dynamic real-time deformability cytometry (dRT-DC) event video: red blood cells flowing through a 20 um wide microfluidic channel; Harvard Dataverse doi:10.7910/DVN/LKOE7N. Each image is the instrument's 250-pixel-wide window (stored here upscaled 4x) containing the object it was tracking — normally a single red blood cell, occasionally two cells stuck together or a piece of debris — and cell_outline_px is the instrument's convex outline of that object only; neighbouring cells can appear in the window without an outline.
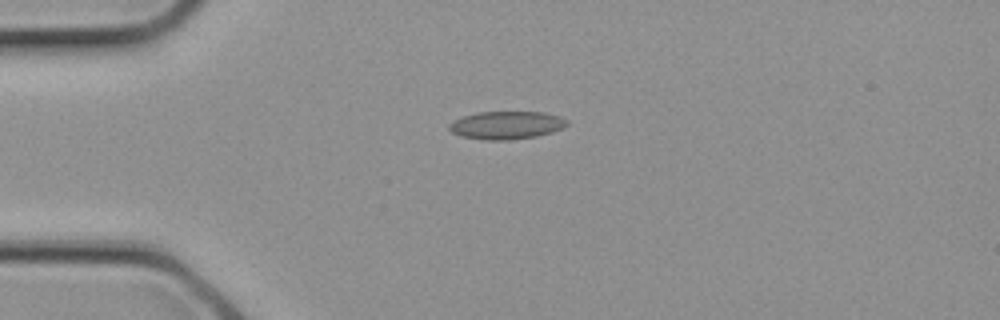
{"species": "common noctule bat (a hibernating species)", "species_latin": "Nyctalus noctula", "temperature_condition": "cold", "stored_images_in_passage": 2, "camera_frame_rate_fps": 3000, "um_per_image_px": 0.085, "animal": {"sex": "female", "body_mass_g": 21.9}, "frame": {"image": 1, "passage_image": 2, "time_ms": 0.333, "image_size_px": [1000, 320], "cell_outline_px": [[568, 124], [564, 128], [552, 132], [536, 136], [508, 140], [484, 140], [460, 136], [452, 132], [448, 128], [448, 124], [464, 116], [476, 112], [544, 112], [560, 116], [568, 120]], "centroid_in_image_um": [43.07, 10.64], "position_along_channel_um": 41.9, "area_um2": 19.25}}